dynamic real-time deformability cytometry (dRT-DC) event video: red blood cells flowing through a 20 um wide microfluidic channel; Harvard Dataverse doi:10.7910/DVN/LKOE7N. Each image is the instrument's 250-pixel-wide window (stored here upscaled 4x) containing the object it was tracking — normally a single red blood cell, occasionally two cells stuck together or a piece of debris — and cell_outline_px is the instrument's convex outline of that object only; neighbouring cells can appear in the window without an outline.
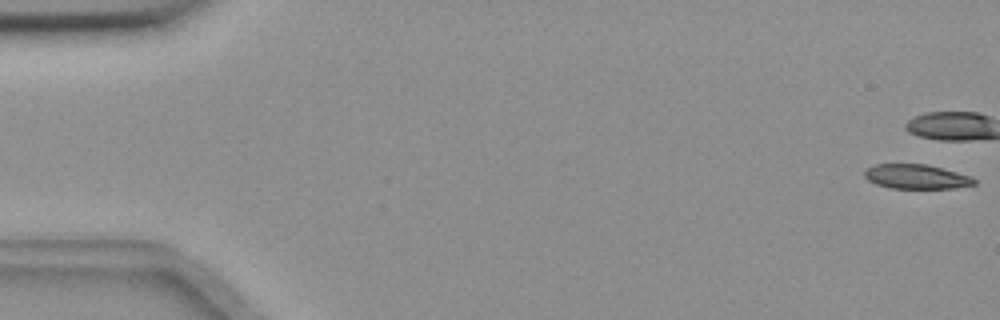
{"species": "common noctule bat (a hibernating species)", "species_latin": "Nyctalus noctula", "temperature_condition": "room temperature", "stored_images_in_passage": 8, "camera_frame_rate_fps": 3000, "um_per_image_px": 0.085, "animal": {"sex": "female", "body_mass_g": 18.4}, "frame": {"image": 1, "passage_image": 1, "time_ms": 0.0, "image_size_px": [1000, 320], "cell_outline_px": [[976, 184], [952, 188], [892, 188], [876, 184], [868, 180], [864, 176], [864, 172], [868, 168], [876, 164], [924, 164], [972, 176], [976, 180]], "centroid_in_image_um": [77.89, 15.02], "position_along_channel_um": 7.1, "area_um2": 15.43}}
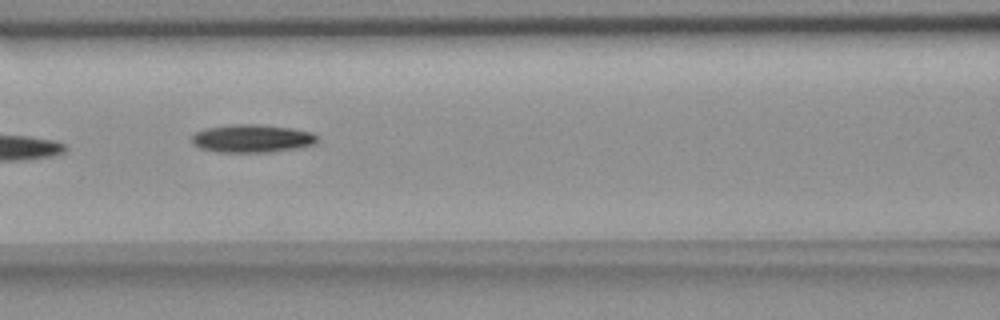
{"frame": {"image": 2, "passage_image": 7, "time_ms": 2.0, "image_size_px": [1000, 320], "cell_outline_px": [[316, 144], [300, 148], [272, 152], [216, 152], [200, 148], [192, 144], [192, 136], [196, 132], [204, 128], [228, 124], [256, 124], [292, 128], [312, 132], [316, 136]], "centroid_in_image_um": [21.41, 11.77], "position_along_channel_um": 145.2, "area_um2": 20.75}}
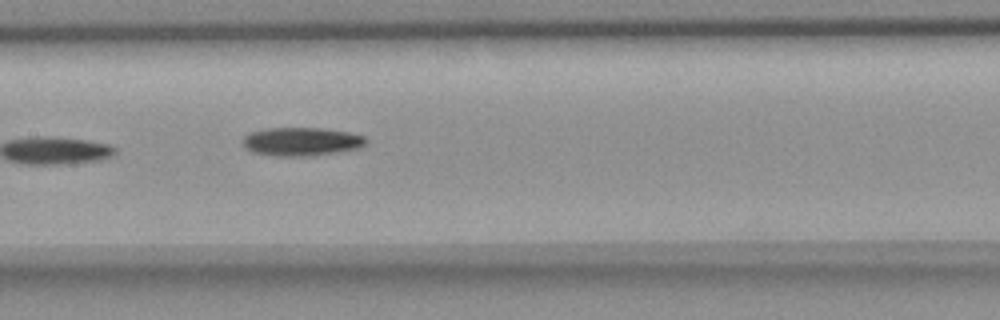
{"frame": {"image": 3, "passage_image": 8, "time_ms": 2.333, "image_size_px": [1000, 320], "cell_outline_px": [[368, 140], [360, 148], [312, 156], [276, 156], [252, 152], [244, 144], [244, 136], [252, 132], [264, 128], [320, 128], [348, 132], [364, 136]], "centroid_in_image_um": [25.64, 12.03], "position_along_channel_um": 181.8, "area_um2": 20.29}}